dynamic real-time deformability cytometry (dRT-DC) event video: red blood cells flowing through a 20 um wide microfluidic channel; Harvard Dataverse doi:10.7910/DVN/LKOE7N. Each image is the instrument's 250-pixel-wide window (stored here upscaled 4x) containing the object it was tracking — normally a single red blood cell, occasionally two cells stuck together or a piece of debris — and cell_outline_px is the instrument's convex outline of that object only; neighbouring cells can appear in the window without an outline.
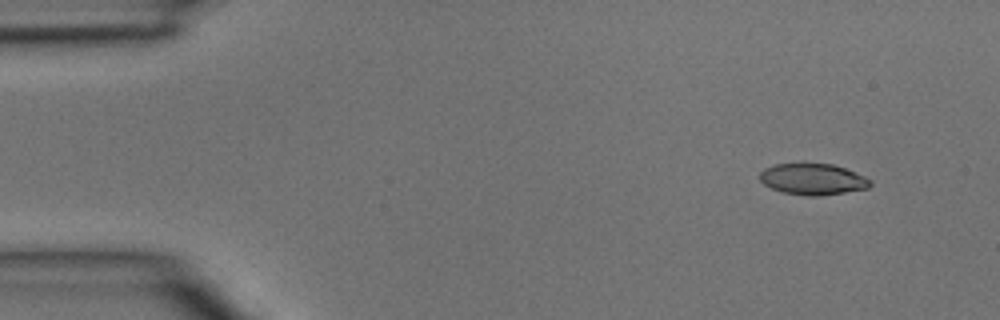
{"species": "common noctule bat (a hibernating species)", "species_latin": "Nyctalus noctula", "temperature_condition": "room temperature", "stored_images_in_passage": 3, "camera_frame_rate_fps": 3000, "um_per_image_px": 0.085, "animal": {"sex": "male", "body_mass_g": 15.6}, "frame": {"image": 1, "passage_image": 1, "time_ms": 0.0, "image_size_px": [1000, 320], "cell_outline_px": [[872, 184], [868, 188], [820, 196], [808, 196], [784, 192], [772, 188], [764, 184], [760, 180], [760, 172], [764, 168], [776, 164], [804, 160], [832, 164], [856, 172], [872, 180]], "centroid_in_image_um": [69.08, 15.18], "position_along_channel_um": 15.9, "area_um2": 20.75}}